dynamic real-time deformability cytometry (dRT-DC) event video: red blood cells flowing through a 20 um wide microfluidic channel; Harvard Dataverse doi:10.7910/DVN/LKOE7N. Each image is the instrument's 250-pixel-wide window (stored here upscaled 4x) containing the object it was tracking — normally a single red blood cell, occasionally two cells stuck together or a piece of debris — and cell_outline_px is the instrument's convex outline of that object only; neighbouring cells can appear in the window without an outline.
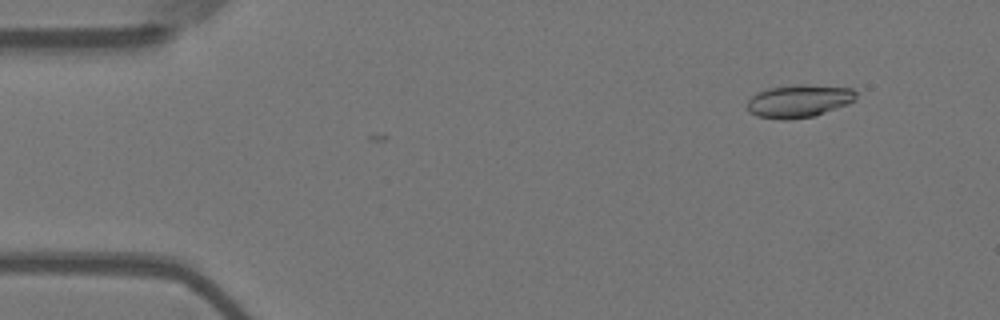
{"species": "Egyptian fruit bat (a non-hibernating species)", "species_latin": "Rousettus aegyptiacus", "temperature_condition": "warm", "stored_images_in_passage": 2, "camera_frame_rate_fps": 3000, "um_per_image_px": 0.085, "animal": {"sex": "female"}, "frame": {"image": 1, "passage_image": 1, "time_ms": 0.0, "image_size_px": [1000, 320], "cell_outline_px": [[856, 100], [848, 104], [816, 116], [784, 120], [756, 116], [748, 112], [748, 100], [756, 92], [768, 88], [800, 84], [808, 84], [852, 88], [856, 92]], "centroid_in_image_um": [67.92, 8.59], "position_along_channel_um": 17.1, "area_um2": 21.04}}